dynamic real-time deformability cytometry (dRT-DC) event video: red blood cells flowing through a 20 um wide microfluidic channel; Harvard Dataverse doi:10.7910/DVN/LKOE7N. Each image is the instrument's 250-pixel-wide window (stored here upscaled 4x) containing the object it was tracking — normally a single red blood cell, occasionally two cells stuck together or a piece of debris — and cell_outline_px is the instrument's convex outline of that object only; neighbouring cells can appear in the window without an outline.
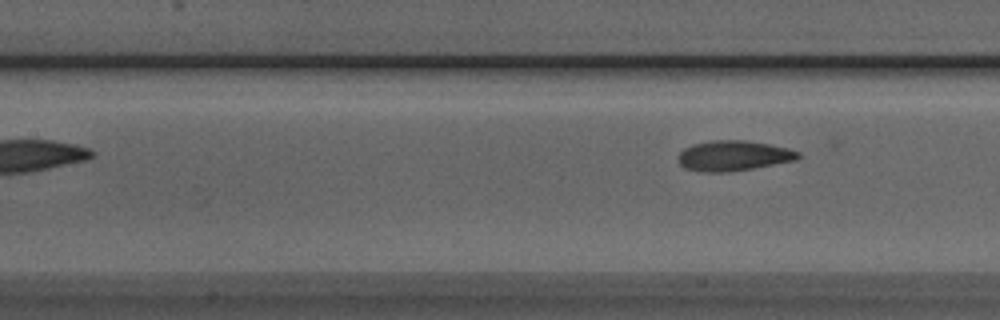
{"species": "Egyptian fruit bat (a non-hibernating species)", "species_latin": "Rousettus aegyptiacus", "temperature_condition": "room temperature", "stored_images_in_passage": 8, "camera_frame_rate_fps": 3000, "um_per_image_px": 0.085, "animal": {"sex": "male"}, "frame": {"image": 1, "passage_image": 8, "time_ms": 2.333, "image_size_px": [1000, 320], "cell_outline_px": [[800, 156], [796, 160], [752, 168], [728, 172], [704, 172], [684, 168], [680, 164], [676, 156], [684, 148], [692, 144], [712, 140], [744, 140], [768, 144], [788, 148], [800, 152]], "centroid_in_image_um": [62.31, 13.23], "position_along_channel_um": 145.1, "area_um2": 21.15}}